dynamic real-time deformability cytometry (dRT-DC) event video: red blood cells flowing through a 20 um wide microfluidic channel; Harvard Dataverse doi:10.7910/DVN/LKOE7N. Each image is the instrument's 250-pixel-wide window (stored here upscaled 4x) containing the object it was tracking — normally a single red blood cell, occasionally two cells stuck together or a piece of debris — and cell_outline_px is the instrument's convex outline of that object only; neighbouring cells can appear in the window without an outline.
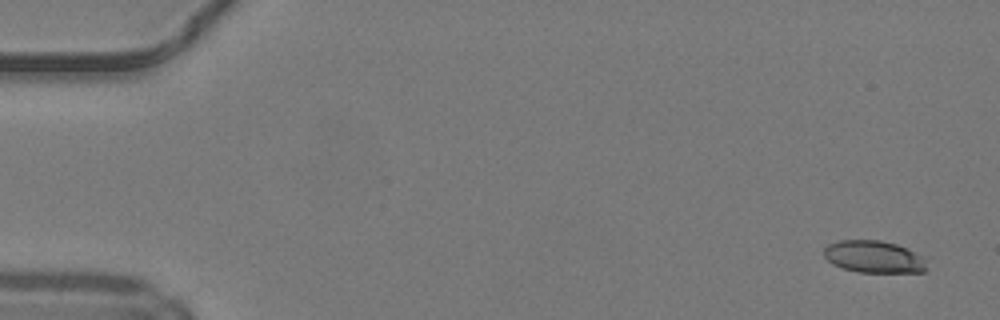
{"species": "common noctule bat (a hibernating species)", "species_latin": "Nyctalus noctula", "temperature_condition": "warm", "stored_images_in_passage": 48, "camera_frame_rate_fps": 3000, "um_per_image_px": 0.085, "animal": {"sex": "male", "body_mass_g": 19.2, "forearm_length_mm": 51.8}, "frame": {"image": 1, "passage_image": 1, "time_ms": 0.0, "image_size_px": [1000, 320], "cell_outline_px": [[924, 272], [856, 272], [832, 264], [824, 256], [824, 248], [828, 244], [840, 240], [880, 240], [896, 244], [920, 256], [924, 260]], "centroid_in_image_um": [74.2, 21.82], "position_along_channel_um": 10.8, "area_um2": 18.9}}
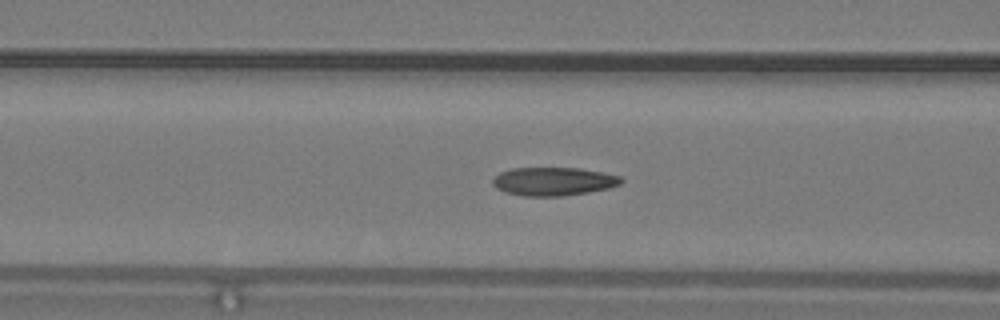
{"frame": {"image": 2, "passage_image": 19, "time_ms": 6.0, "image_size_px": [1000, 320], "cell_outline_px": [[624, 180], [620, 184], [608, 188], [588, 192], [564, 196], [524, 196], [504, 192], [496, 188], [492, 184], [492, 180], [500, 172], [512, 168], [580, 168], [620, 176]], "centroid_in_image_um": [47.02, 15.42], "position_along_channel_um": 119.6, "area_um2": 21.21}}
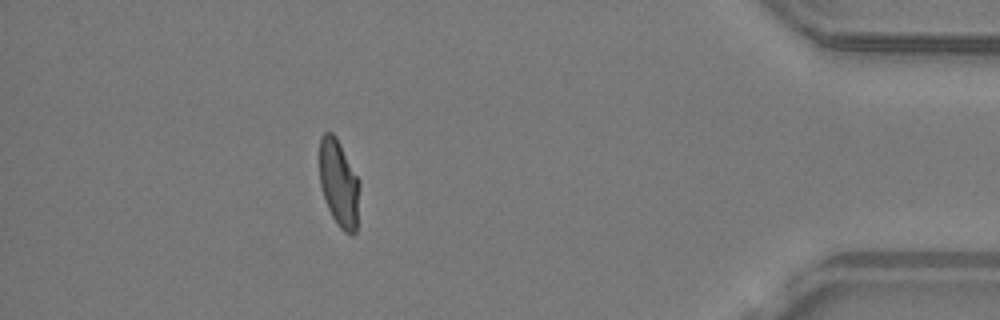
{"frame": {"image": 3, "passage_image": 43, "time_ms": 14.0, "image_size_px": [1000, 320], "cell_outline_px": [[360, 184], [356, 232], [352, 236], [344, 232], [336, 224], [328, 208], [320, 184], [320, 136], [324, 132], [332, 132], [336, 136], [360, 180]], "centroid_in_image_um": [28.82, 15.59], "position_along_channel_um": 406.4, "area_um2": 20.52}, "authors_computed_cell_mechanics": {"area_um2": 20.8369, "velocity_mm_per_s": 4.2045, "shape_relaxation_time_tau1_ms": 10.8466, "shape_relaxation_time_tau2_ms": 1.3444, "deformation_change_tau1": 0.2892, "deformation_change_tau2": 0.076}}